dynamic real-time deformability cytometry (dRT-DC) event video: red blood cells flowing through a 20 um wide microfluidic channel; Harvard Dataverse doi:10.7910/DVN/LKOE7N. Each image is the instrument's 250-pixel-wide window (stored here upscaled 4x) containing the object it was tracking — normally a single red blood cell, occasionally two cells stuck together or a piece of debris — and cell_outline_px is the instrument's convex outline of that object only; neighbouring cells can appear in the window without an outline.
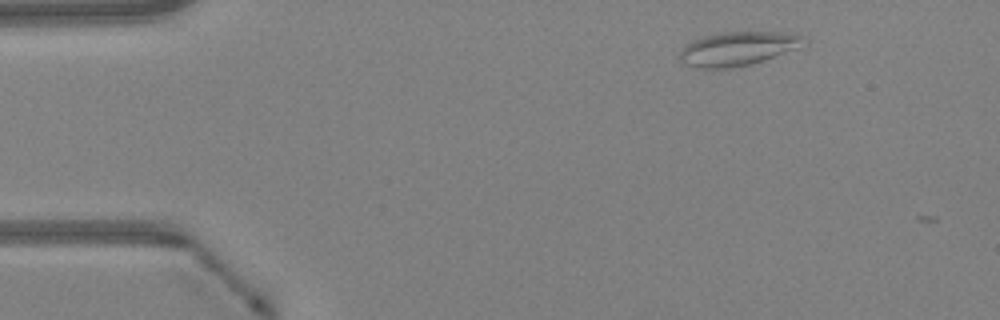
{"species": "Egyptian fruit bat (a non-hibernating species)", "species_latin": "Rousettus aegyptiacus", "temperature_condition": "warm", "stored_images_in_passage": 3, "camera_frame_rate_fps": 3000, "um_per_image_px": 0.085, "animal": {"sex": "female"}, "frame": {"image": 1, "passage_image": 2, "time_ms": 0.333, "image_size_px": [1000, 320], "cell_outline_px": [[808, 44], [800, 48], [752, 64], [732, 68], [700, 68], [684, 64], [680, 60], [680, 52], [688, 44], [704, 36], [724, 32], [784, 32], [804, 36], [808, 40]], "centroid_in_image_um": [62.81, 4.14], "position_along_channel_um": 22.2, "area_um2": 24.57}}